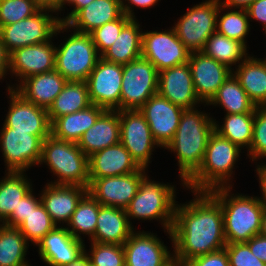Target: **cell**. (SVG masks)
<instances>
[{
	"label": "cell",
	"instance_id": "obj_4",
	"mask_svg": "<svg viewBox=\"0 0 266 266\" xmlns=\"http://www.w3.org/2000/svg\"><path fill=\"white\" fill-rule=\"evenodd\" d=\"M237 145L213 132L207 143L199 170L184 184V189L210 192L217 188L232 187L235 165L242 153Z\"/></svg>",
	"mask_w": 266,
	"mask_h": 266
},
{
	"label": "cell",
	"instance_id": "obj_16",
	"mask_svg": "<svg viewBox=\"0 0 266 266\" xmlns=\"http://www.w3.org/2000/svg\"><path fill=\"white\" fill-rule=\"evenodd\" d=\"M9 106L2 127L12 128L16 131L29 132L36 136H49L51 123L48 111L27 101L15 89H7Z\"/></svg>",
	"mask_w": 266,
	"mask_h": 266
},
{
	"label": "cell",
	"instance_id": "obj_47",
	"mask_svg": "<svg viewBox=\"0 0 266 266\" xmlns=\"http://www.w3.org/2000/svg\"><path fill=\"white\" fill-rule=\"evenodd\" d=\"M183 266H230L226 249L201 255L187 261Z\"/></svg>",
	"mask_w": 266,
	"mask_h": 266
},
{
	"label": "cell",
	"instance_id": "obj_29",
	"mask_svg": "<svg viewBox=\"0 0 266 266\" xmlns=\"http://www.w3.org/2000/svg\"><path fill=\"white\" fill-rule=\"evenodd\" d=\"M249 99L258 106H266V60L250 54L232 70Z\"/></svg>",
	"mask_w": 266,
	"mask_h": 266
},
{
	"label": "cell",
	"instance_id": "obj_46",
	"mask_svg": "<svg viewBox=\"0 0 266 266\" xmlns=\"http://www.w3.org/2000/svg\"><path fill=\"white\" fill-rule=\"evenodd\" d=\"M33 190L31 189L22 197L17 208L13 210L12 214L2 224L9 227H18L32 210H35L41 204L40 195L38 194L39 197L37 196L36 198Z\"/></svg>",
	"mask_w": 266,
	"mask_h": 266
},
{
	"label": "cell",
	"instance_id": "obj_56",
	"mask_svg": "<svg viewBox=\"0 0 266 266\" xmlns=\"http://www.w3.org/2000/svg\"><path fill=\"white\" fill-rule=\"evenodd\" d=\"M65 266H90V262L88 257L84 254L81 258H79L76 262H73L69 265Z\"/></svg>",
	"mask_w": 266,
	"mask_h": 266
},
{
	"label": "cell",
	"instance_id": "obj_48",
	"mask_svg": "<svg viewBox=\"0 0 266 266\" xmlns=\"http://www.w3.org/2000/svg\"><path fill=\"white\" fill-rule=\"evenodd\" d=\"M250 22L258 21L266 31V0H255L247 9Z\"/></svg>",
	"mask_w": 266,
	"mask_h": 266
},
{
	"label": "cell",
	"instance_id": "obj_18",
	"mask_svg": "<svg viewBox=\"0 0 266 266\" xmlns=\"http://www.w3.org/2000/svg\"><path fill=\"white\" fill-rule=\"evenodd\" d=\"M147 170L141 168L127 175L96 178L89 185L88 192L100 205L125 210L136 195Z\"/></svg>",
	"mask_w": 266,
	"mask_h": 266
},
{
	"label": "cell",
	"instance_id": "obj_38",
	"mask_svg": "<svg viewBox=\"0 0 266 266\" xmlns=\"http://www.w3.org/2000/svg\"><path fill=\"white\" fill-rule=\"evenodd\" d=\"M100 204L87 192L78 202L69 222L65 226L75 239L88 235L90 240L95 233Z\"/></svg>",
	"mask_w": 266,
	"mask_h": 266
},
{
	"label": "cell",
	"instance_id": "obj_15",
	"mask_svg": "<svg viewBox=\"0 0 266 266\" xmlns=\"http://www.w3.org/2000/svg\"><path fill=\"white\" fill-rule=\"evenodd\" d=\"M53 38L46 43H39L15 49L9 55V74L15 77L13 84L7 89H15L25 78L49 72L55 69L56 46ZM18 77V78H17Z\"/></svg>",
	"mask_w": 266,
	"mask_h": 266
},
{
	"label": "cell",
	"instance_id": "obj_41",
	"mask_svg": "<svg viewBox=\"0 0 266 266\" xmlns=\"http://www.w3.org/2000/svg\"><path fill=\"white\" fill-rule=\"evenodd\" d=\"M90 242L91 251L87 252L85 246V255L89 259L90 266H125L123 245Z\"/></svg>",
	"mask_w": 266,
	"mask_h": 266
},
{
	"label": "cell",
	"instance_id": "obj_57",
	"mask_svg": "<svg viewBox=\"0 0 266 266\" xmlns=\"http://www.w3.org/2000/svg\"><path fill=\"white\" fill-rule=\"evenodd\" d=\"M260 234L266 236V206L264 207V211L262 215Z\"/></svg>",
	"mask_w": 266,
	"mask_h": 266
},
{
	"label": "cell",
	"instance_id": "obj_44",
	"mask_svg": "<svg viewBox=\"0 0 266 266\" xmlns=\"http://www.w3.org/2000/svg\"><path fill=\"white\" fill-rule=\"evenodd\" d=\"M130 20L131 18L123 13L118 19L105 23L90 33L100 56L116 41L122 28Z\"/></svg>",
	"mask_w": 266,
	"mask_h": 266
},
{
	"label": "cell",
	"instance_id": "obj_37",
	"mask_svg": "<svg viewBox=\"0 0 266 266\" xmlns=\"http://www.w3.org/2000/svg\"><path fill=\"white\" fill-rule=\"evenodd\" d=\"M29 242L17 227L0 225V266H32L25 258Z\"/></svg>",
	"mask_w": 266,
	"mask_h": 266
},
{
	"label": "cell",
	"instance_id": "obj_49",
	"mask_svg": "<svg viewBox=\"0 0 266 266\" xmlns=\"http://www.w3.org/2000/svg\"><path fill=\"white\" fill-rule=\"evenodd\" d=\"M158 1L161 0H121V9L126 16L130 17L131 19H136L134 6L142 8L143 10L154 7L157 5Z\"/></svg>",
	"mask_w": 266,
	"mask_h": 266
},
{
	"label": "cell",
	"instance_id": "obj_17",
	"mask_svg": "<svg viewBox=\"0 0 266 266\" xmlns=\"http://www.w3.org/2000/svg\"><path fill=\"white\" fill-rule=\"evenodd\" d=\"M153 231L134 230L123 244L125 266H175L173 253Z\"/></svg>",
	"mask_w": 266,
	"mask_h": 266
},
{
	"label": "cell",
	"instance_id": "obj_25",
	"mask_svg": "<svg viewBox=\"0 0 266 266\" xmlns=\"http://www.w3.org/2000/svg\"><path fill=\"white\" fill-rule=\"evenodd\" d=\"M66 83L67 80L54 69L25 78L15 90L27 101L48 110Z\"/></svg>",
	"mask_w": 266,
	"mask_h": 266
},
{
	"label": "cell",
	"instance_id": "obj_54",
	"mask_svg": "<svg viewBox=\"0 0 266 266\" xmlns=\"http://www.w3.org/2000/svg\"><path fill=\"white\" fill-rule=\"evenodd\" d=\"M255 0H220V4L230 9L246 10Z\"/></svg>",
	"mask_w": 266,
	"mask_h": 266
},
{
	"label": "cell",
	"instance_id": "obj_2",
	"mask_svg": "<svg viewBox=\"0 0 266 266\" xmlns=\"http://www.w3.org/2000/svg\"><path fill=\"white\" fill-rule=\"evenodd\" d=\"M214 119L198 107L184 110L173 139L164 148L177 158L183 187L203 162L208 139L214 132Z\"/></svg>",
	"mask_w": 266,
	"mask_h": 266
},
{
	"label": "cell",
	"instance_id": "obj_35",
	"mask_svg": "<svg viewBox=\"0 0 266 266\" xmlns=\"http://www.w3.org/2000/svg\"><path fill=\"white\" fill-rule=\"evenodd\" d=\"M254 117L255 113L226 114L222 125L214 119V131L248 152L252 143Z\"/></svg>",
	"mask_w": 266,
	"mask_h": 266
},
{
	"label": "cell",
	"instance_id": "obj_53",
	"mask_svg": "<svg viewBox=\"0 0 266 266\" xmlns=\"http://www.w3.org/2000/svg\"><path fill=\"white\" fill-rule=\"evenodd\" d=\"M9 55L10 54L6 51L0 37V80L3 79V81L5 76L9 74Z\"/></svg>",
	"mask_w": 266,
	"mask_h": 266
},
{
	"label": "cell",
	"instance_id": "obj_6",
	"mask_svg": "<svg viewBox=\"0 0 266 266\" xmlns=\"http://www.w3.org/2000/svg\"><path fill=\"white\" fill-rule=\"evenodd\" d=\"M43 164L57 178L49 183L89 188L88 156L77 143L64 141L50 134L42 144L39 165Z\"/></svg>",
	"mask_w": 266,
	"mask_h": 266
},
{
	"label": "cell",
	"instance_id": "obj_7",
	"mask_svg": "<svg viewBox=\"0 0 266 266\" xmlns=\"http://www.w3.org/2000/svg\"><path fill=\"white\" fill-rule=\"evenodd\" d=\"M58 16L54 10L41 8L28 18L2 26L0 37L6 51L10 54L17 48L46 43L60 33L69 32L68 26L61 23Z\"/></svg>",
	"mask_w": 266,
	"mask_h": 266
},
{
	"label": "cell",
	"instance_id": "obj_50",
	"mask_svg": "<svg viewBox=\"0 0 266 266\" xmlns=\"http://www.w3.org/2000/svg\"><path fill=\"white\" fill-rule=\"evenodd\" d=\"M245 243L254 256L266 264V236L257 234Z\"/></svg>",
	"mask_w": 266,
	"mask_h": 266
},
{
	"label": "cell",
	"instance_id": "obj_40",
	"mask_svg": "<svg viewBox=\"0 0 266 266\" xmlns=\"http://www.w3.org/2000/svg\"><path fill=\"white\" fill-rule=\"evenodd\" d=\"M56 226L44 206L40 204L35 210H32L17 228L29 243L36 246Z\"/></svg>",
	"mask_w": 266,
	"mask_h": 266
},
{
	"label": "cell",
	"instance_id": "obj_27",
	"mask_svg": "<svg viewBox=\"0 0 266 266\" xmlns=\"http://www.w3.org/2000/svg\"><path fill=\"white\" fill-rule=\"evenodd\" d=\"M135 229L130 225L124 209L100 205L97 226L90 241L123 245Z\"/></svg>",
	"mask_w": 266,
	"mask_h": 266
},
{
	"label": "cell",
	"instance_id": "obj_13",
	"mask_svg": "<svg viewBox=\"0 0 266 266\" xmlns=\"http://www.w3.org/2000/svg\"><path fill=\"white\" fill-rule=\"evenodd\" d=\"M170 28L164 31L144 30L142 33L141 56L150 61L158 72L188 63L190 52L179 40L174 29Z\"/></svg>",
	"mask_w": 266,
	"mask_h": 266
},
{
	"label": "cell",
	"instance_id": "obj_26",
	"mask_svg": "<svg viewBox=\"0 0 266 266\" xmlns=\"http://www.w3.org/2000/svg\"><path fill=\"white\" fill-rule=\"evenodd\" d=\"M120 142L118 110H106L80 138L77 145L89 157Z\"/></svg>",
	"mask_w": 266,
	"mask_h": 266
},
{
	"label": "cell",
	"instance_id": "obj_10",
	"mask_svg": "<svg viewBox=\"0 0 266 266\" xmlns=\"http://www.w3.org/2000/svg\"><path fill=\"white\" fill-rule=\"evenodd\" d=\"M159 72L144 57L123 65L120 110L140 109L158 93Z\"/></svg>",
	"mask_w": 266,
	"mask_h": 266
},
{
	"label": "cell",
	"instance_id": "obj_42",
	"mask_svg": "<svg viewBox=\"0 0 266 266\" xmlns=\"http://www.w3.org/2000/svg\"><path fill=\"white\" fill-rule=\"evenodd\" d=\"M40 9L36 0H0V28L28 18Z\"/></svg>",
	"mask_w": 266,
	"mask_h": 266
},
{
	"label": "cell",
	"instance_id": "obj_23",
	"mask_svg": "<svg viewBox=\"0 0 266 266\" xmlns=\"http://www.w3.org/2000/svg\"><path fill=\"white\" fill-rule=\"evenodd\" d=\"M44 186L39 194L41 204L57 226H66L78 202L88 192V188L51 183H47Z\"/></svg>",
	"mask_w": 266,
	"mask_h": 266
},
{
	"label": "cell",
	"instance_id": "obj_51",
	"mask_svg": "<svg viewBox=\"0 0 266 266\" xmlns=\"http://www.w3.org/2000/svg\"><path fill=\"white\" fill-rule=\"evenodd\" d=\"M92 1L94 0H63V10L65 9L66 5H72L73 10H71L67 16H63L64 18L59 16L60 22L66 24L80 9L86 7Z\"/></svg>",
	"mask_w": 266,
	"mask_h": 266
},
{
	"label": "cell",
	"instance_id": "obj_22",
	"mask_svg": "<svg viewBox=\"0 0 266 266\" xmlns=\"http://www.w3.org/2000/svg\"><path fill=\"white\" fill-rule=\"evenodd\" d=\"M158 93L185 110L195 109L203 104L195 93L188 63L161 70Z\"/></svg>",
	"mask_w": 266,
	"mask_h": 266
},
{
	"label": "cell",
	"instance_id": "obj_39",
	"mask_svg": "<svg viewBox=\"0 0 266 266\" xmlns=\"http://www.w3.org/2000/svg\"><path fill=\"white\" fill-rule=\"evenodd\" d=\"M227 10V11H225ZM224 12V13H223ZM252 25L244 9H230L219 5L216 32L228 38L240 41L247 47V36Z\"/></svg>",
	"mask_w": 266,
	"mask_h": 266
},
{
	"label": "cell",
	"instance_id": "obj_11",
	"mask_svg": "<svg viewBox=\"0 0 266 266\" xmlns=\"http://www.w3.org/2000/svg\"><path fill=\"white\" fill-rule=\"evenodd\" d=\"M0 150L5 163V171L26 172L32 166H39L43 141L48 136L31 135L1 127Z\"/></svg>",
	"mask_w": 266,
	"mask_h": 266
},
{
	"label": "cell",
	"instance_id": "obj_32",
	"mask_svg": "<svg viewBox=\"0 0 266 266\" xmlns=\"http://www.w3.org/2000/svg\"><path fill=\"white\" fill-rule=\"evenodd\" d=\"M207 106H221L226 114L255 113L256 106L249 99L233 73L219 87L216 94L207 103Z\"/></svg>",
	"mask_w": 266,
	"mask_h": 266
},
{
	"label": "cell",
	"instance_id": "obj_31",
	"mask_svg": "<svg viewBox=\"0 0 266 266\" xmlns=\"http://www.w3.org/2000/svg\"><path fill=\"white\" fill-rule=\"evenodd\" d=\"M136 19H131L121 30L116 41L101 55L109 62L128 64L141 57L142 28Z\"/></svg>",
	"mask_w": 266,
	"mask_h": 266
},
{
	"label": "cell",
	"instance_id": "obj_28",
	"mask_svg": "<svg viewBox=\"0 0 266 266\" xmlns=\"http://www.w3.org/2000/svg\"><path fill=\"white\" fill-rule=\"evenodd\" d=\"M122 14L121 0H94L80 9L66 25L77 32L90 34L105 23L118 19Z\"/></svg>",
	"mask_w": 266,
	"mask_h": 266
},
{
	"label": "cell",
	"instance_id": "obj_34",
	"mask_svg": "<svg viewBox=\"0 0 266 266\" xmlns=\"http://www.w3.org/2000/svg\"><path fill=\"white\" fill-rule=\"evenodd\" d=\"M91 105L85 81H67L63 90L49 107L50 123L56 118L83 110Z\"/></svg>",
	"mask_w": 266,
	"mask_h": 266
},
{
	"label": "cell",
	"instance_id": "obj_12",
	"mask_svg": "<svg viewBox=\"0 0 266 266\" xmlns=\"http://www.w3.org/2000/svg\"><path fill=\"white\" fill-rule=\"evenodd\" d=\"M120 142L140 168L147 169L159 144L154 140L144 115L138 110H120Z\"/></svg>",
	"mask_w": 266,
	"mask_h": 266
},
{
	"label": "cell",
	"instance_id": "obj_14",
	"mask_svg": "<svg viewBox=\"0 0 266 266\" xmlns=\"http://www.w3.org/2000/svg\"><path fill=\"white\" fill-rule=\"evenodd\" d=\"M123 65L100 57L86 79L91 104L120 111Z\"/></svg>",
	"mask_w": 266,
	"mask_h": 266
},
{
	"label": "cell",
	"instance_id": "obj_19",
	"mask_svg": "<svg viewBox=\"0 0 266 266\" xmlns=\"http://www.w3.org/2000/svg\"><path fill=\"white\" fill-rule=\"evenodd\" d=\"M184 110L159 93L154 94L139 109L150 127L154 140L163 149L173 139Z\"/></svg>",
	"mask_w": 266,
	"mask_h": 266
},
{
	"label": "cell",
	"instance_id": "obj_52",
	"mask_svg": "<svg viewBox=\"0 0 266 266\" xmlns=\"http://www.w3.org/2000/svg\"><path fill=\"white\" fill-rule=\"evenodd\" d=\"M259 164H256V175L259 179V187H260V195L261 197H258L259 200L266 206V164L263 162V163H260L258 162Z\"/></svg>",
	"mask_w": 266,
	"mask_h": 266
},
{
	"label": "cell",
	"instance_id": "obj_33",
	"mask_svg": "<svg viewBox=\"0 0 266 266\" xmlns=\"http://www.w3.org/2000/svg\"><path fill=\"white\" fill-rule=\"evenodd\" d=\"M0 178V223H3L32 188L26 172L5 171Z\"/></svg>",
	"mask_w": 266,
	"mask_h": 266
},
{
	"label": "cell",
	"instance_id": "obj_1",
	"mask_svg": "<svg viewBox=\"0 0 266 266\" xmlns=\"http://www.w3.org/2000/svg\"><path fill=\"white\" fill-rule=\"evenodd\" d=\"M194 199L176 203L171 229L176 266L226 246L220 203L209 192L192 191Z\"/></svg>",
	"mask_w": 266,
	"mask_h": 266
},
{
	"label": "cell",
	"instance_id": "obj_5",
	"mask_svg": "<svg viewBox=\"0 0 266 266\" xmlns=\"http://www.w3.org/2000/svg\"><path fill=\"white\" fill-rule=\"evenodd\" d=\"M149 179L146 174L138 187L136 195L125 209L130 225L132 221H159L160 225L173 243L171 229L173 226L177 201L176 186Z\"/></svg>",
	"mask_w": 266,
	"mask_h": 266
},
{
	"label": "cell",
	"instance_id": "obj_30",
	"mask_svg": "<svg viewBox=\"0 0 266 266\" xmlns=\"http://www.w3.org/2000/svg\"><path fill=\"white\" fill-rule=\"evenodd\" d=\"M105 111L103 107L91 104L78 112L58 117L51 123V134L58 139L78 143L81 136Z\"/></svg>",
	"mask_w": 266,
	"mask_h": 266
},
{
	"label": "cell",
	"instance_id": "obj_20",
	"mask_svg": "<svg viewBox=\"0 0 266 266\" xmlns=\"http://www.w3.org/2000/svg\"><path fill=\"white\" fill-rule=\"evenodd\" d=\"M38 255L49 266H65L85 254V242L75 239L65 226H56L36 245Z\"/></svg>",
	"mask_w": 266,
	"mask_h": 266
},
{
	"label": "cell",
	"instance_id": "obj_55",
	"mask_svg": "<svg viewBox=\"0 0 266 266\" xmlns=\"http://www.w3.org/2000/svg\"><path fill=\"white\" fill-rule=\"evenodd\" d=\"M41 8L54 10L59 14L63 11V0H36Z\"/></svg>",
	"mask_w": 266,
	"mask_h": 266
},
{
	"label": "cell",
	"instance_id": "obj_43",
	"mask_svg": "<svg viewBox=\"0 0 266 266\" xmlns=\"http://www.w3.org/2000/svg\"><path fill=\"white\" fill-rule=\"evenodd\" d=\"M247 156L252 163L266 160V106H258L255 110L252 143Z\"/></svg>",
	"mask_w": 266,
	"mask_h": 266
},
{
	"label": "cell",
	"instance_id": "obj_45",
	"mask_svg": "<svg viewBox=\"0 0 266 266\" xmlns=\"http://www.w3.org/2000/svg\"><path fill=\"white\" fill-rule=\"evenodd\" d=\"M225 249L230 266H266L254 256L245 242L226 244Z\"/></svg>",
	"mask_w": 266,
	"mask_h": 266
},
{
	"label": "cell",
	"instance_id": "obj_9",
	"mask_svg": "<svg viewBox=\"0 0 266 266\" xmlns=\"http://www.w3.org/2000/svg\"><path fill=\"white\" fill-rule=\"evenodd\" d=\"M220 0H204L189 8L172 28L185 48L201 52L208 38L216 32Z\"/></svg>",
	"mask_w": 266,
	"mask_h": 266
},
{
	"label": "cell",
	"instance_id": "obj_36",
	"mask_svg": "<svg viewBox=\"0 0 266 266\" xmlns=\"http://www.w3.org/2000/svg\"><path fill=\"white\" fill-rule=\"evenodd\" d=\"M247 48L240 41L215 32L208 38L201 52L233 70L236 64L239 65L249 55Z\"/></svg>",
	"mask_w": 266,
	"mask_h": 266
},
{
	"label": "cell",
	"instance_id": "obj_3",
	"mask_svg": "<svg viewBox=\"0 0 266 266\" xmlns=\"http://www.w3.org/2000/svg\"><path fill=\"white\" fill-rule=\"evenodd\" d=\"M232 188L222 187L209 192L222 207L227 244L247 242L260 234L265 207L258 196L233 193Z\"/></svg>",
	"mask_w": 266,
	"mask_h": 266
},
{
	"label": "cell",
	"instance_id": "obj_21",
	"mask_svg": "<svg viewBox=\"0 0 266 266\" xmlns=\"http://www.w3.org/2000/svg\"><path fill=\"white\" fill-rule=\"evenodd\" d=\"M188 65L193 78L194 90L203 104H207L232 70L202 52L190 53Z\"/></svg>",
	"mask_w": 266,
	"mask_h": 266
},
{
	"label": "cell",
	"instance_id": "obj_8",
	"mask_svg": "<svg viewBox=\"0 0 266 266\" xmlns=\"http://www.w3.org/2000/svg\"><path fill=\"white\" fill-rule=\"evenodd\" d=\"M68 30L71 35L56 45L55 69L67 81H86L101 56L90 34Z\"/></svg>",
	"mask_w": 266,
	"mask_h": 266
},
{
	"label": "cell",
	"instance_id": "obj_24",
	"mask_svg": "<svg viewBox=\"0 0 266 266\" xmlns=\"http://www.w3.org/2000/svg\"><path fill=\"white\" fill-rule=\"evenodd\" d=\"M88 165L90 184L96 178L122 176L141 169L121 142L91 154Z\"/></svg>",
	"mask_w": 266,
	"mask_h": 266
}]
</instances>
